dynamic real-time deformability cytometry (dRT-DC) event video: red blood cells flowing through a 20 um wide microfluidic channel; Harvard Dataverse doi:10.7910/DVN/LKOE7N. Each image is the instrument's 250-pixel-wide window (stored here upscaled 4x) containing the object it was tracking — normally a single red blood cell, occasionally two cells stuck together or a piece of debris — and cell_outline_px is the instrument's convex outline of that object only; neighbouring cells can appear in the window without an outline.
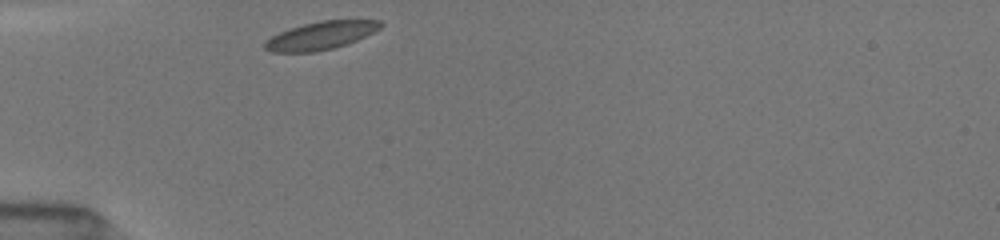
{"species": "common noctule bat (a hibernating species)", "species_latin": "Nyctalus noctula", "temperature_condition": "room temperature", "stored_images_in_passage": 29, "camera_frame_rate_fps": 3000, "um_per_image_px": 0.085, "animal": {"sex": "female", "body_mass_g": 19.5, "forearm_length_mm": 54.1}, "frame": {"image": 1, "passage_image": 1, "time_ms": 0.0, "image_size_px": [1000, 240], "cell_outline_px": [[384, 24], [380, 28], [356, 40], [332, 48], [316, 52], [272, 52], [264, 48], [264, 40], [280, 32], [304, 24], [320, 20], [380, 20]], "centroid_in_image_um": [27.24, 3.02], "position_along_channel_um": 57.8, "area_um2": 18.61}}
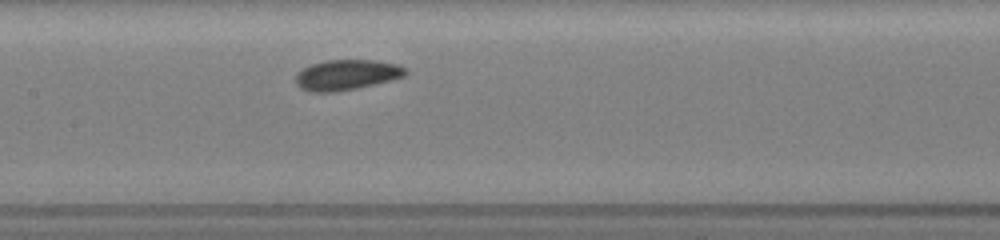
{"frame": {"image": 2, "passage_image": 11, "time_ms": 3.333, "image_size_px": [1000, 240], "cell_outline_px": [[408, 72], [404, 76], [392, 80], [356, 88], [336, 92], [308, 92], [300, 88], [296, 84], [296, 72], [300, 68], [324, 60], [376, 60], [396, 64], [408, 68]], "centroid_in_image_um": [29.44, 6.36], "position_along_channel_um": 178.0, "area_um2": 19.71}}
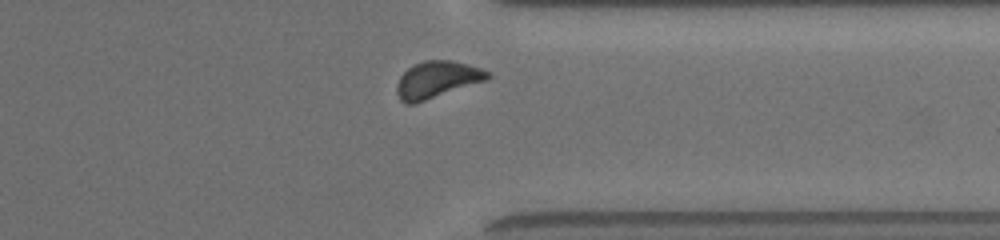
{"frame": {"image": 3, "passage_image": 26, "time_ms": 8.333, "image_size_px": [1000, 240], "cell_outline_px": [[492, 76], [488, 80], [416, 104], [404, 104], [400, 100], [396, 92], [396, 84], [400, 76], [408, 68], [424, 60], [452, 60], [468, 64], [492, 72]], "centroid_in_image_um": [37.17, 6.78], "position_along_channel_um": 374.2, "area_um2": 19.88}, "authors_computed_cell_mechanics": {"area_um2": 19.0162, "velocity_mm_per_s": 3.9393, "shape_relaxation_time_tau1_ms": 3.1763, "shape_relaxation_time_tau2_ms": null, "deformation_change_tau1": 0.1023, "deformation_change_tau2": null}}